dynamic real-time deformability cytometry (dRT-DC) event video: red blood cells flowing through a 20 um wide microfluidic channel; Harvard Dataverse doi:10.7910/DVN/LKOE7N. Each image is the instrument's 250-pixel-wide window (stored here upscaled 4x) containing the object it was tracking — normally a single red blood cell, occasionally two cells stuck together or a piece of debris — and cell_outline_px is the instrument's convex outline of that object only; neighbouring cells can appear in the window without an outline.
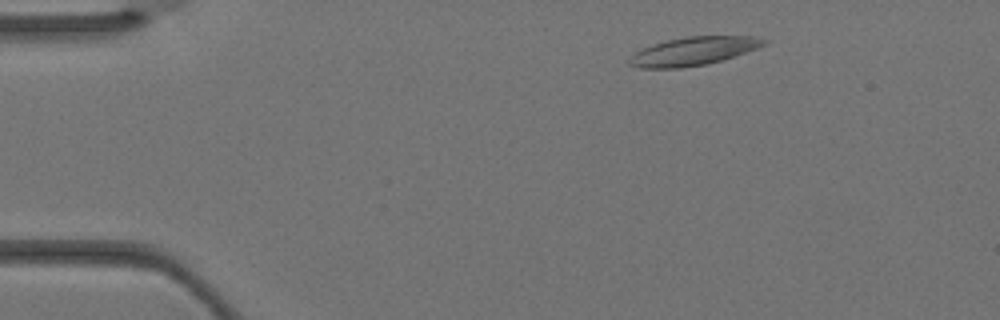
{"species": "Egyptian fruit bat (a non-hibernating species)", "species_latin": "Rousettus aegyptiacus", "temperature_condition": "warm", "stored_images_in_passage": 2, "camera_frame_rate_fps": 3000, "um_per_image_px": 0.085, "animal": {"sex": "female"}, "frame": {"image": 1, "passage_image": 1, "time_ms": 0.0, "image_size_px": [1000, 320], "cell_outline_px": [[768, 40], [764, 44], [756, 48], [708, 64], [680, 68], [640, 68], [628, 64], [628, 60], [636, 52], [652, 44], [668, 40], [688, 36], [760, 36]], "centroid_in_image_um": [58.93, 4.34], "position_along_channel_um": 26.1, "area_um2": 21.96}}